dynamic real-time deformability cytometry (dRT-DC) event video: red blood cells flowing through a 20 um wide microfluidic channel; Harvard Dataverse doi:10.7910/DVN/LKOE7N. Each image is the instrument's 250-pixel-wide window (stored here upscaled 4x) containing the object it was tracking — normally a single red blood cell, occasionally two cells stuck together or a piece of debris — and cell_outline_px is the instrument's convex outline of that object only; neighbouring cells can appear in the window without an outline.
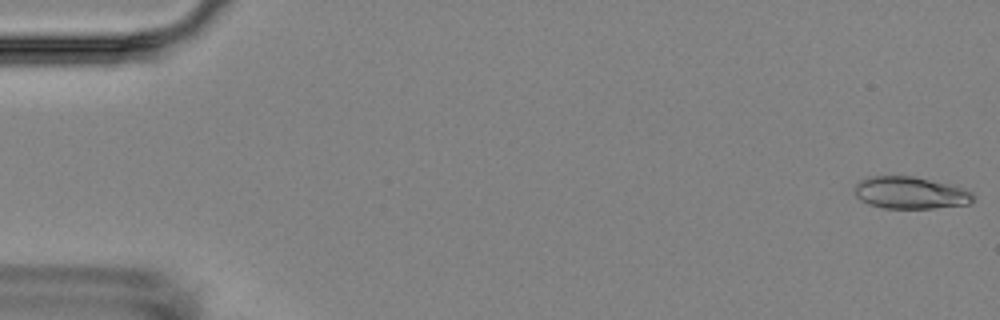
{"species": "Egyptian fruit bat (a non-hibernating species)", "species_latin": "Rousettus aegyptiacus", "temperature_condition": "room temperature", "stored_images_in_passage": 6, "camera_frame_rate_fps": 3000, "um_per_image_px": 0.085, "animal": {"sex": "female"}, "frame": {"image": 1, "passage_image": 1, "time_ms": 0.0, "image_size_px": [1000, 320], "cell_outline_px": [[972, 200], [968, 204], [932, 208], [884, 208], [868, 204], [860, 200], [856, 196], [856, 184], [860, 180], [868, 176], [916, 176], [952, 184], [964, 188], [972, 192]], "centroid_in_image_um": [77.38, 16.37], "position_along_channel_um": 7.6, "area_um2": 22.25}}